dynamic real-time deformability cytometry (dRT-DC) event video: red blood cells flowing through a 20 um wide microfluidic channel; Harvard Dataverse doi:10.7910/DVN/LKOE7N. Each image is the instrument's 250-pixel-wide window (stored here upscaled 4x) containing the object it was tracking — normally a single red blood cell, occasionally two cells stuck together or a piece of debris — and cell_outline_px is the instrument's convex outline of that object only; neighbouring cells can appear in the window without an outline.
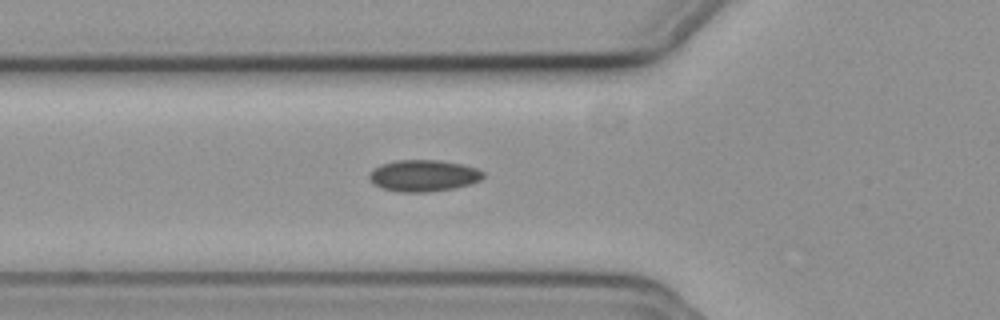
{"species": "common noctule bat (a hibernating species)", "species_latin": "Nyctalus noctula", "temperature_condition": "cold", "stored_images_in_passage": 32, "camera_frame_rate_fps": 3000, "um_per_image_px": 0.085, "animal": {"sex": "female", "body_mass_g": 19.3, "forearm_length_mm": 54.1}, "frame": {"image": 1, "passage_image": 2, "time_ms": 0.333, "image_size_px": [1000, 320], "cell_outline_px": [[484, 176], [480, 180], [468, 184], [452, 188], [428, 192], [400, 192], [384, 188], [372, 184], [368, 176], [380, 164], [396, 160], [440, 160], [460, 164], [476, 168], [484, 172]], "centroid_in_image_um": [35.98, 14.92], "position_along_channel_um": 89.8, "area_um2": 20.75}}
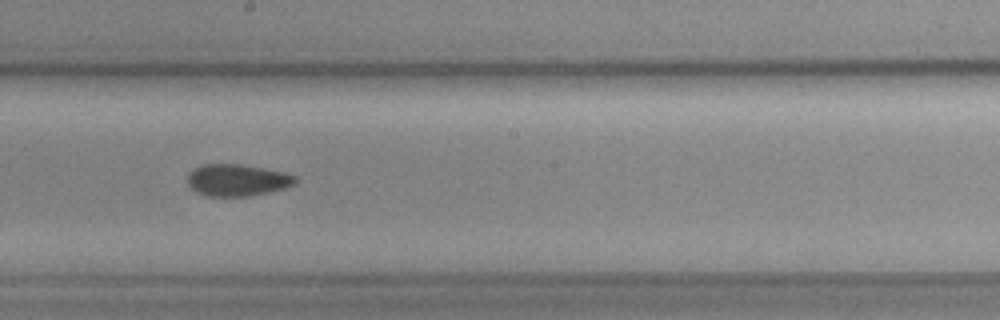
{"frame": {"image": 2, "passage_image": 13, "time_ms": 4.0, "image_size_px": [1000, 320], "cell_outline_px": [[296, 184], [284, 188], [252, 196], [208, 196], [196, 192], [188, 184], [188, 176], [196, 168], [204, 164], [240, 164], [284, 172], [296, 176]], "centroid_in_image_um": [20.19, 15.32], "position_along_channel_um": 228.0, "area_um2": 19.83}}
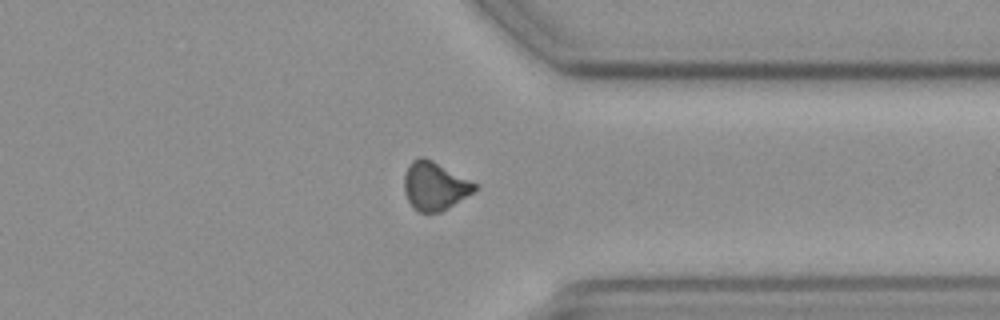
{"frame": {"image": 3, "passage_image": 25, "time_ms": 8.0, "image_size_px": [1000, 320], "cell_outline_px": [[480, 184], [472, 192], [440, 212], [420, 212], [412, 208], [404, 192], [404, 172], [408, 164], [412, 160], [420, 156], [432, 160]], "centroid_in_image_um": [36.92, 15.78], "position_along_channel_um": 374.5, "area_um2": 19.88}}